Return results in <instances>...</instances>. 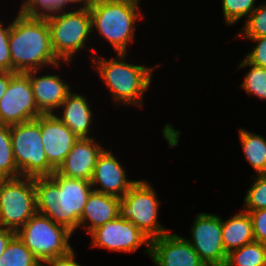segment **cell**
<instances>
[{
	"instance_id": "1",
	"label": "cell",
	"mask_w": 266,
	"mask_h": 266,
	"mask_svg": "<svg viewBox=\"0 0 266 266\" xmlns=\"http://www.w3.org/2000/svg\"><path fill=\"white\" fill-rule=\"evenodd\" d=\"M34 188L37 213L74 233L93 190L90 181L66 177L54 171L50 177L34 178Z\"/></svg>"
},
{
	"instance_id": "2",
	"label": "cell",
	"mask_w": 266,
	"mask_h": 266,
	"mask_svg": "<svg viewBox=\"0 0 266 266\" xmlns=\"http://www.w3.org/2000/svg\"><path fill=\"white\" fill-rule=\"evenodd\" d=\"M9 50L12 72L42 70L44 66H61L52 45L45 17L18 12L11 23Z\"/></svg>"
},
{
	"instance_id": "3",
	"label": "cell",
	"mask_w": 266,
	"mask_h": 266,
	"mask_svg": "<svg viewBox=\"0 0 266 266\" xmlns=\"http://www.w3.org/2000/svg\"><path fill=\"white\" fill-rule=\"evenodd\" d=\"M110 59L91 57L93 67L109 89L113 102L118 105L143 106L144 93L149 89L155 67L125 62L127 54L120 53Z\"/></svg>"
},
{
	"instance_id": "4",
	"label": "cell",
	"mask_w": 266,
	"mask_h": 266,
	"mask_svg": "<svg viewBox=\"0 0 266 266\" xmlns=\"http://www.w3.org/2000/svg\"><path fill=\"white\" fill-rule=\"evenodd\" d=\"M138 0H95L89 8L92 31L96 29L116 54L127 53L135 38V24L143 18ZM94 28V29H93Z\"/></svg>"
},
{
	"instance_id": "5",
	"label": "cell",
	"mask_w": 266,
	"mask_h": 266,
	"mask_svg": "<svg viewBox=\"0 0 266 266\" xmlns=\"http://www.w3.org/2000/svg\"><path fill=\"white\" fill-rule=\"evenodd\" d=\"M44 17L56 57L66 64L71 63L73 56L86 47L85 42L92 32L89 8L61 10Z\"/></svg>"
},
{
	"instance_id": "6",
	"label": "cell",
	"mask_w": 266,
	"mask_h": 266,
	"mask_svg": "<svg viewBox=\"0 0 266 266\" xmlns=\"http://www.w3.org/2000/svg\"><path fill=\"white\" fill-rule=\"evenodd\" d=\"M15 164L22 177H50L55 171L46 158L36 120L10 126Z\"/></svg>"
},
{
	"instance_id": "7",
	"label": "cell",
	"mask_w": 266,
	"mask_h": 266,
	"mask_svg": "<svg viewBox=\"0 0 266 266\" xmlns=\"http://www.w3.org/2000/svg\"><path fill=\"white\" fill-rule=\"evenodd\" d=\"M16 234L41 262L74 249L69 243L73 232L39 213L33 215Z\"/></svg>"
},
{
	"instance_id": "8",
	"label": "cell",
	"mask_w": 266,
	"mask_h": 266,
	"mask_svg": "<svg viewBox=\"0 0 266 266\" xmlns=\"http://www.w3.org/2000/svg\"><path fill=\"white\" fill-rule=\"evenodd\" d=\"M36 213L34 178L0 180V227L17 232Z\"/></svg>"
},
{
	"instance_id": "9",
	"label": "cell",
	"mask_w": 266,
	"mask_h": 266,
	"mask_svg": "<svg viewBox=\"0 0 266 266\" xmlns=\"http://www.w3.org/2000/svg\"><path fill=\"white\" fill-rule=\"evenodd\" d=\"M155 192L147 181L138 180L119 202V216L132 222L151 240L169 233L157 221L160 202Z\"/></svg>"
},
{
	"instance_id": "10",
	"label": "cell",
	"mask_w": 266,
	"mask_h": 266,
	"mask_svg": "<svg viewBox=\"0 0 266 266\" xmlns=\"http://www.w3.org/2000/svg\"><path fill=\"white\" fill-rule=\"evenodd\" d=\"M41 115L29 76L23 72H16L0 99V123L11 126L35 120Z\"/></svg>"
},
{
	"instance_id": "11",
	"label": "cell",
	"mask_w": 266,
	"mask_h": 266,
	"mask_svg": "<svg viewBox=\"0 0 266 266\" xmlns=\"http://www.w3.org/2000/svg\"><path fill=\"white\" fill-rule=\"evenodd\" d=\"M192 245L199 258L206 266H223L227 253L222 240V218L215 214L199 213L192 228Z\"/></svg>"
},
{
	"instance_id": "12",
	"label": "cell",
	"mask_w": 266,
	"mask_h": 266,
	"mask_svg": "<svg viewBox=\"0 0 266 266\" xmlns=\"http://www.w3.org/2000/svg\"><path fill=\"white\" fill-rule=\"evenodd\" d=\"M92 246L105 248L114 252L134 253L142 245L144 253L150 256L151 239L138 229L132 222L120 216L97 227L90 233Z\"/></svg>"
},
{
	"instance_id": "13",
	"label": "cell",
	"mask_w": 266,
	"mask_h": 266,
	"mask_svg": "<svg viewBox=\"0 0 266 266\" xmlns=\"http://www.w3.org/2000/svg\"><path fill=\"white\" fill-rule=\"evenodd\" d=\"M40 124L43 148L49 165L56 171L79 139L55 114H42Z\"/></svg>"
},
{
	"instance_id": "14",
	"label": "cell",
	"mask_w": 266,
	"mask_h": 266,
	"mask_svg": "<svg viewBox=\"0 0 266 266\" xmlns=\"http://www.w3.org/2000/svg\"><path fill=\"white\" fill-rule=\"evenodd\" d=\"M150 257L156 266H206L184 237L170 232L151 240Z\"/></svg>"
},
{
	"instance_id": "15",
	"label": "cell",
	"mask_w": 266,
	"mask_h": 266,
	"mask_svg": "<svg viewBox=\"0 0 266 266\" xmlns=\"http://www.w3.org/2000/svg\"><path fill=\"white\" fill-rule=\"evenodd\" d=\"M137 181L128 180L122 164L111 151L104 148L98 157L90 183L94 191L121 199Z\"/></svg>"
},
{
	"instance_id": "16",
	"label": "cell",
	"mask_w": 266,
	"mask_h": 266,
	"mask_svg": "<svg viewBox=\"0 0 266 266\" xmlns=\"http://www.w3.org/2000/svg\"><path fill=\"white\" fill-rule=\"evenodd\" d=\"M103 150L94 138H79L56 172L66 177L90 181Z\"/></svg>"
},
{
	"instance_id": "17",
	"label": "cell",
	"mask_w": 266,
	"mask_h": 266,
	"mask_svg": "<svg viewBox=\"0 0 266 266\" xmlns=\"http://www.w3.org/2000/svg\"><path fill=\"white\" fill-rule=\"evenodd\" d=\"M38 70L25 72L33 88L34 99L42 114H55L67 95L70 86L59 75L37 76Z\"/></svg>"
},
{
	"instance_id": "18",
	"label": "cell",
	"mask_w": 266,
	"mask_h": 266,
	"mask_svg": "<svg viewBox=\"0 0 266 266\" xmlns=\"http://www.w3.org/2000/svg\"><path fill=\"white\" fill-rule=\"evenodd\" d=\"M119 202L120 198L118 197L92 190L81 215L79 227L83 226L84 229H87V234H90L97 227L117 218Z\"/></svg>"
},
{
	"instance_id": "19",
	"label": "cell",
	"mask_w": 266,
	"mask_h": 266,
	"mask_svg": "<svg viewBox=\"0 0 266 266\" xmlns=\"http://www.w3.org/2000/svg\"><path fill=\"white\" fill-rule=\"evenodd\" d=\"M87 98L83 95L70 92L59 108L62 115L57 117L68 126L78 138L89 137L92 124V110Z\"/></svg>"
},
{
	"instance_id": "20",
	"label": "cell",
	"mask_w": 266,
	"mask_h": 266,
	"mask_svg": "<svg viewBox=\"0 0 266 266\" xmlns=\"http://www.w3.org/2000/svg\"><path fill=\"white\" fill-rule=\"evenodd\" d=\"M222 240L227 254L255 241L252 219L248 212L241 210L226 221L222 219Z\"/></svg>"
},
{
	"instance_id": "21",
	"label": "cell",
	"mask_w": 266,
	"mask_h": 266,
	"mask_svg": "<svg viewBox=\"0 0 266 266\" xmlns=\"http://www.w3.org/2000/svg\"><path fill=\"white\" fill-rule=\"evenodd\" d=\"M239 140L244 156L253 170L257 175L266 174V140L260 135L242 128L239 130Z\"/></svg>"
},
{
	"instance_id": "22",
	"label": "cell",
	"mask_w": 266,
	"mask_h": 266,
	"mask_svg": "<svg viewBox=\"0 0 266 266\" xmlns=\"http://www.w3.org/2000/svg\"><path fill=\"white\" fill-rule=\"evenodd\" d=\"M226 266H266V245L260 242L246 244L227 254Z\"/></svg>"
},
{
	"instance_id": "23",
	"label": "cell",
	"mask_w": 266,
	"mask_h": 266,
	"mask_svg": "<svg viewBox=\"0 0 266 266\" xmlns=\"http://www.w3.org/2000/svg\"><path fill=\"white\" fill-rule=\"evenodd\" d=\"M0 266H41V261L15 234L0 257Z\"/></svg>"
},
{
	"instance_id": "24",
	"label": "cell",
	"mask_w": 266,
	"mask_h": 266,
	"mask_svg": "<svg viewBox=\"0 0 266 266\" xmlns=\"http://www.w3.org/2000/svg\"><path fill=\"white\" fill-rule=\"evenodd\" d=\"M20 172L14 161L10 126L0 123V178H18Z\"/></svg>"
},
{
	"instance_id": "25",
	"label": "cell",
	"mask_w": 266,
	"mask_h": 266,
	"mask_svg": "<svg viewBox=\"0 0 266 266\" xmlns=\"http://www.w3.org/2000/svg\"><path fill=\"white\" fill-rule=\"evenodd\" d=\"M239 68L251 67L241 84L248 95L257 96L261 100H266V68L249 63L245 58L239 63Z\"/></svg>"
},
{
	"instance_id": "26",
	"label": "cell",
	"mask_w": 266,
	"mask_h": 266,
	"mask_svg": "<svg viewBox=\"0 0 266 266\" xmlns=\"http://www.w3.org/2000/svg\"><path fill=\"white\" fill-rule=\"evenodd\" d=\"M236 36L240 38L266 37V2L256 7L247 17L243 29Z\"/></svg>"
},
{
	"instance_id": "27",
	"label": "cell",
	"mask_w": 266,
	"mask_h": 266,
	"mask_svg": "<svg viewBox=\"0 0 266 266\" xmlns=\"http://www.w3.org/2000/svg\"><path fill=\"white\" fill-rule=\"evenodd\" d=\"M224 20L227 25H233L256 9V0H221Z\"/></svg>"
},
{
	"instance_id": "28",
	"label": "cell",
	"mask_w": 266,
	"mask_h": 266,
	"mask_svg": "<svg viewBox=\"0 0 266 266\" xmlns=\"http://www.w3.org/2000/svg\"><path fill=\"white\" fill-rule=\"evenodd\" d=\"M256 176L244 197V211L266 209V174Z\"/></svg>"
},
{
	"instance_id": "29",
	"label": "cell",
	"mask_w": 266,
	"mask_h": 266,
	"mask_svg": "<svg viewBox=\"0 0 266 266\" xmlns=\"http://www.w3.org/2000/svg\"><path fill=\"white\" fill-rule=\"evenodd\" d=\"M25 1V2H24ZM20 12L27 16L44 17L63 10V0H24Z\"/></svg>"
},
{
	"instance_id": "30",
	"label": "cell",
	"mask_w": 266,
	"mask_h": 266,
	"mask_svg": "<svg viewBox=\"0 0 266 266\" xmlns=\"http://www.w3.org/2000/svg\"><path fill=\"white\" fill-rule=\"evenodd\" d=\"M11 24L4 27L0 21V71L12 72V61L9 50V35Z\"/></svg>"
},
{
	"instance_id": "31",
	"label": "cell",
	"mask_w": 266,
	"mask_h": 266,
	"mask_svg": "<svg viewBox=\"0 0 266 266\" xmlns=\"http://www.w3.org/2000/svg\"><path fill=\"white\" fill-rule=\"evenodd\" d=\"M256 42V46L253 47V50H250V53L245 56V59L256 66L266 68V37L258 38H245Z\"/></svg>"
},
{
	"instance_id": "32",
	"label": "cell",
	"mask_w": 266,
	"mask_h": 266,
	"mask_svg": "<svg viewBox=\"0 0 266 266\" xmlns=\"http://www.w3.org/2000/svg\"><path fill=\"white\" fill-rule=\"evenodd\" d=\"M246 212L252 219L255 241L266 245V209Z\"/></svg>"
},
{
	"instance_id": "33",
	"label": "cell",
	"mask_w": 266,
	"mask_h": 266,
	"mask_svg": "<svg viewBox=\"0 0 266 266\" xmlns=\"http://www.w3.org/2000/svg\"><path fill=\"white\" fill-rule=\"evenodd\" d=\"M81 266L75 261V251L72 249L65 255L49 258L41 262V266Z\"/></svg>"
},
{
	"instance_id": "34",
	"label": "cell",
	"mask_w": 266,
	"mask_h": 266,
	"mask_svg": "<svg viewBox=\"0 0 266 266\" xmlns=\"http://www.w3.org/2000/svg\"><path fill=\"white\" fill-rule=\"evenodd\" d=\"M15 234L16 232L13 230L0 227V257Z\"/></svg>"
},
{
	"instance_id": "35",
	"label": "cell",
	"mask_w": 266,
	"mask_h": 266,
	"mask_svg": "<svg viewBox=\"0 0 266 266\" xmlns=\"http://www.w3.org/2000/svg\"><path fill=\"white\" fill-rule=\"evenodd\" d=\"M15 73L16 72H11V71H0V99L7 91V88L11 81V77Z\"/></svg>"
},
{
	"instance_id": "36",
	"label": "cell",
	"mask_w": 266,
	"mask_h": 266,
	"mask_svg": "<svg viewBox=\"0 0 266 266\" xmlns=\"http://www.w3.org/2000/svg\"><path fill=\"white\" fill-rule=\"evenodd\" d=\"M95 0H63V10H65L66 6L72 5V3H79L81 5L79 8L76 9H88L94 3ZM81 3V4H80Z\"/></svg>"
}]
</instances>
